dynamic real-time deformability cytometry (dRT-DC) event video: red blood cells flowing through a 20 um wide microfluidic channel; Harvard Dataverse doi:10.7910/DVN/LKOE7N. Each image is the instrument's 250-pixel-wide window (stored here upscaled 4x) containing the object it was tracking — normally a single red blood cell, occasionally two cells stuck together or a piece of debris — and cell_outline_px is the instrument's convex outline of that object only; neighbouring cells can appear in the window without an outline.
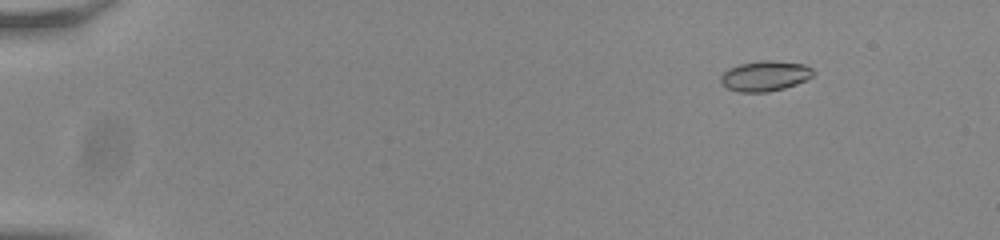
{"species": "common noctule bat (a hibernating species)", "species_latin": "Nyctalus noctula", "temperature_condition": "room temperature", "stored_images_in_passage": 56, "camera_frame_rate_fps": 3000, "um_per_image_px": 0.085, "animal": {"sex": "male", "body_mass_g": 20.0, "forearm_length_mm": 53.3}, "frame": {"image": 1, "passage_image": 7, "time_ms": 2.0, "image_size_px": [1000, 240], "cell_outline_px": [[816, 72], [808, 80], [784, 88], [768, 92], [740, 92], [728, 88], [720, 80], [720, 76], [728, 68], [740, 64], [760, 60], [768, 60], [804, 64], [812, 68]], "centroid_in_image_um": [65.06, 6.45], "position_along_channel_um": 19.9, "area_um2": 16.36}}
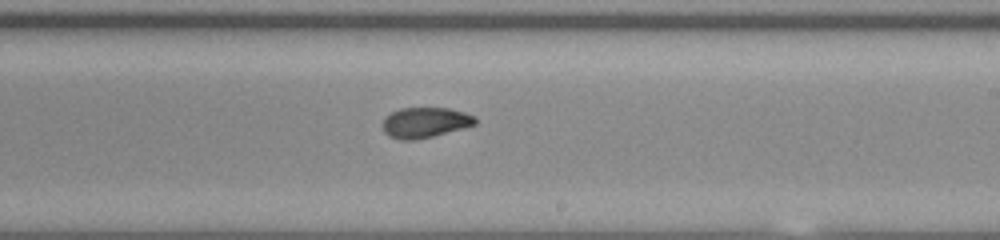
{"frame": {"image": 2, "passage_image": 35, "time_ms": 11.333, "image_size_px": [1000, 240], "cell_outline_px": [[476, 124], [432, 136], [412, 140], [400, 140], [388, 136], [384, 132], [384, 120], [392, 112], [400, 108], [448, 108], [464, 112], [476, 116]], "centroid_in_image_um": [36.14, 10.41], "position_along_channel_um": 252.9, "area_um2": 16.13}}
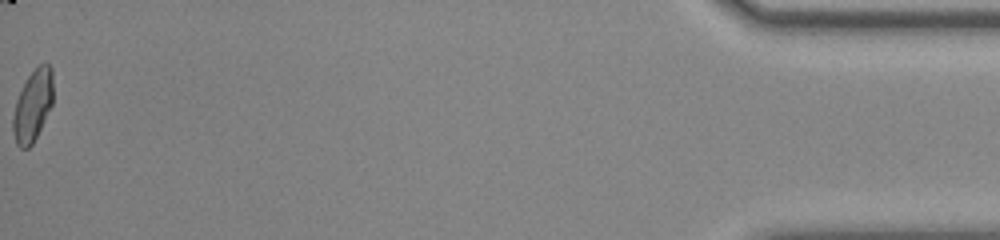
{"frame": {"image": 3, "passage_image": 56, "time_ms": 18.333, "image_size_px": [1000, 240], "cell_outline_px": [[52, 104], [32, 144], [28, 148], [20, 148], [16, 144], [12, 132], [12, 116], [16, 100], [28, 76], [40, 64], [48, 64], [52, 68]], "centroid_in_image_um": [2.75, 9.0], "position_along_channel_um": 432.4, "area_um2": 16.47}, "authors_computed_cell_mechanics": {"area_um2": 16.5308, "velocity_mm_per_s": 3.8258, "shape_relaxation_time_tau1_ms": 8.56, "shape_relaxation_time_tau2_ms": 1.4475, "deformation_change_tau1": 0.259, "deformation_change_tau2": 0.0569}}